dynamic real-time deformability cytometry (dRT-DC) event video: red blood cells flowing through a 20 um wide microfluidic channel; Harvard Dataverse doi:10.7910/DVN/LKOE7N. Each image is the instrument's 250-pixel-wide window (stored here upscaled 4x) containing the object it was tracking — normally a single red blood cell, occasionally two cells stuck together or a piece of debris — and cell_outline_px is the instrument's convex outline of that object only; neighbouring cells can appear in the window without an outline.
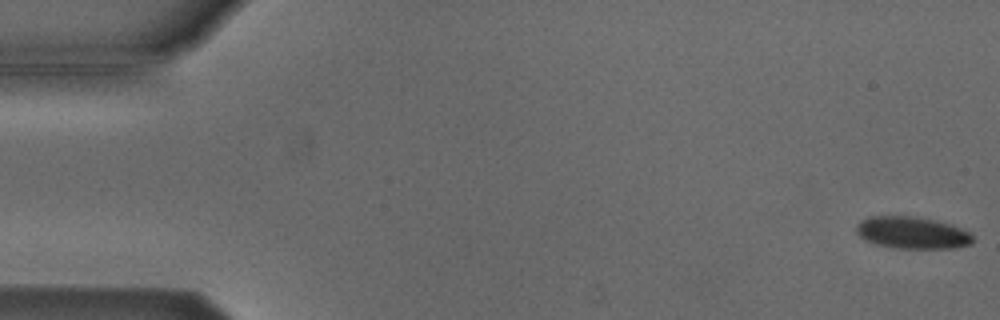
{"species": "Egyptian fruit bat (a non-hibernating species)", "species_latin": "Rousettus aegyptiacus", "temperature_condition": "cold", "stored_images_in_passage": 14, "camera_frame_rate_fps": 3000, "um_per_image_px": 0.085, "animal": {"sex": "male"}, "frame": {"image": 1, "passage_image": 1, "time_ms": 0.0, "image_size_px": [1000, 320], "cell_outline_px": [[972, 244], [952, 248], [896, 248], [876, 244], [864, 240], [856, 232], [856, 224], [860, 220], [868, 216], [912, 216], [952, 224], [968, 232], [972, 236]], "centroid_in_image_um": [77.49, 19.78], "position_along_channel_um": 7.5, "area_um2": 21.68}}